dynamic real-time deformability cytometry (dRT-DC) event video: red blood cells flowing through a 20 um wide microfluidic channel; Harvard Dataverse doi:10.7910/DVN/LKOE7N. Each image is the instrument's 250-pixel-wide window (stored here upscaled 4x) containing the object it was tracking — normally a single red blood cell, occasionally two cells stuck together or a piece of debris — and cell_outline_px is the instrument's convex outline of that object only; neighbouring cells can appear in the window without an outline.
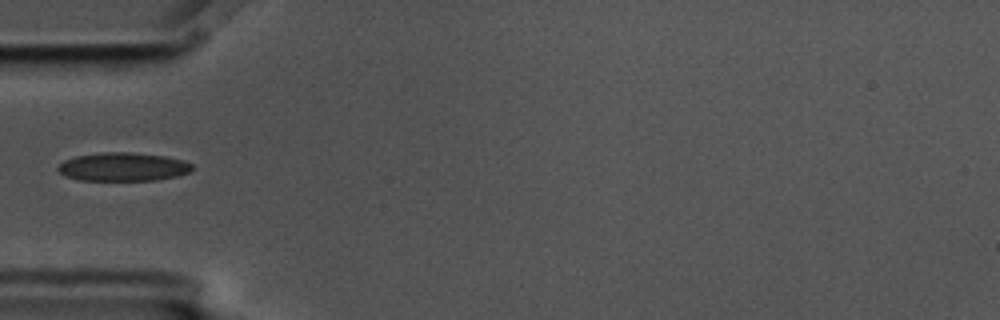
{"species": "common noctule bat (a hibernating species)", "species_latin": "Nyctalus noctula", "temperature_condition": "cold", "stored_images_in_passage": 7, "camera_frame_rate_fps": 3000, "um_per_image_px": 0.085, "animal": {"sex": "male", "body_mass_g": 17.5, "forearm_length_mm": 52.3}, "frame": {"image": 1, "passage_image": 5, "time_ms": 1.333, "image_size_px": [1000, 320], "cell_outline_px": [[196, 168], [188, 172], [176, 176], [156, 180], [80, 180], [64, 176], [56, 168], [64, 160], [76, 156], [104, 152], [128, 152], [164, 156], [184, 160], [192, 164]], "centroid_in_image_um": [10.47, 14.18], "position_along_channel_um": 74.5, "area_um2": 22.25}}